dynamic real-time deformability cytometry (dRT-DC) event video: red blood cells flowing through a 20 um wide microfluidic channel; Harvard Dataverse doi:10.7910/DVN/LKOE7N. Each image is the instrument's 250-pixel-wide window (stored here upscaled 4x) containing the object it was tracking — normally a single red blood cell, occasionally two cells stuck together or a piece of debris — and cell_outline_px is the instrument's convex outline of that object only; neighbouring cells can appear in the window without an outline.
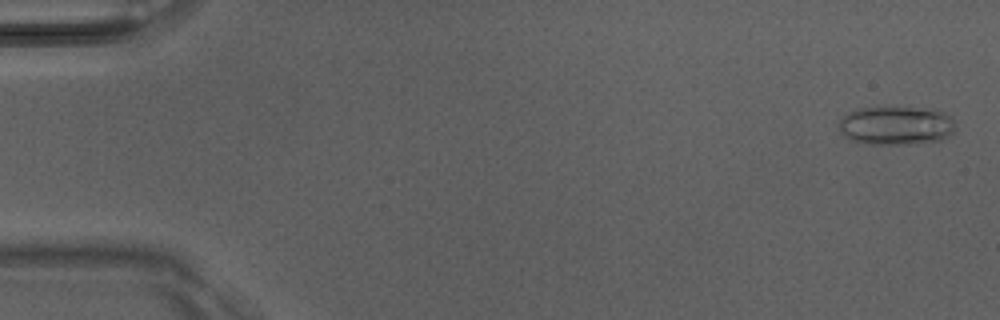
{"species": "Egyptian fruit bat (a non-hibernating species)", "species_latin": "Rousettus aegyptiacus", "temperature_condition": "room temperature", "stored_images_in_passage": 5, "camera_frame_rate_fps": 3000, "um_per_image_px": 0.085, "animal": {"sex": "male"}, "frame": {"image": 1, "passage_image": 1, "time_ms": 0.0, "image_size_px": [1000, 320], "cell_outline_px": [[956, 120], [952, 132], [948, 136], [940, 140], [912, 144], [868, 144], [852, 140], [844, 136], [840, 132], [836, 124], [848, 112], [856, 108], [936, 108], [952, 116]], "centroid_in_image_um": [76.17, 10.67], "position_along_channel_um": 8.8, "area_um2": 26.59}}